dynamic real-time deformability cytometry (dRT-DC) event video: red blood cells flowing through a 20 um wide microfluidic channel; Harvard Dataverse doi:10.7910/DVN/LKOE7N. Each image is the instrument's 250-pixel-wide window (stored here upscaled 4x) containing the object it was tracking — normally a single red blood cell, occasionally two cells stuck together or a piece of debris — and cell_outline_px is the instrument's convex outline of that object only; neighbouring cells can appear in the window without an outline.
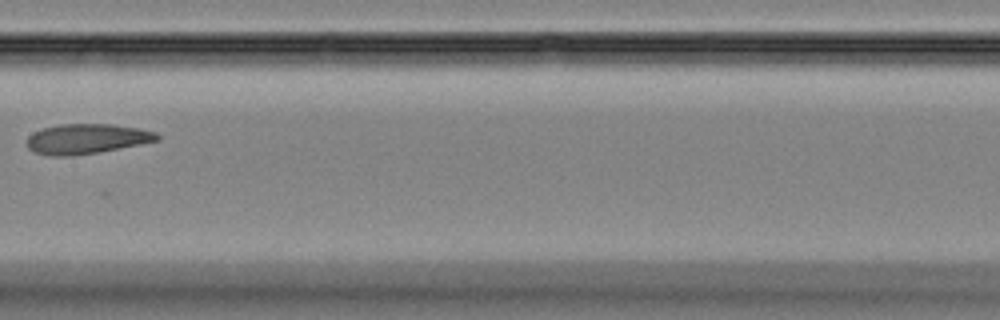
{"species": "Egyptian fruit bat (a non-hibernating species)", "species_latin": "Rousettus aegyptiacus", "temperature_condition": "room temperature", "stored_images_in_passage": 7, "camera_frame_rate_fps": 3000, "um_per_image_px": 0.085, "animal": {"sex": "female"}, "frame": {"image": 1, "passage_image": 6, "time_ms": 6.0, "image_size_px": [1000, 320], "cell_outline_px": [[160, 140], [140, 144], [96, 152], [72, 156], [48, 156], [32, 152], [28, 148], [28, 136], [32, 132], [44, 128], [60, 124], [112, 124], [140, 128], [156, 132], [160, 136]], "centroid_in_image_um": [7.35, 11.8], "position_along_channel_um": 200.0, "area_um2": 22.77}}
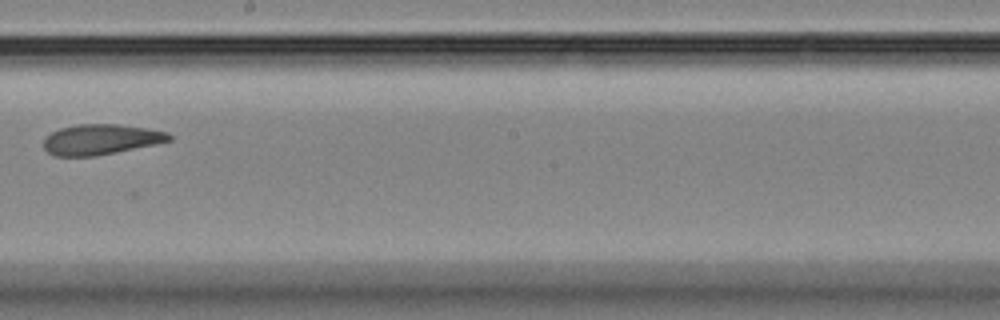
{"frame": {"image": 2, "passage_image": 7, "time_ms": 7.0, "image_size_px": [1000, 320], "cell_outline_px": [[172, 140], [156, 144], [96, 156], [52, 156], [44, 148], [44, 140], [52, 132], [60, 128], [80, 124], [116, 124], [144, 128], [168, 132], [172, 136]], "centroid_in_image_um": [8.57, 11.86], "position_along_channel_um": 239.6, "area_um2": 22.08}}